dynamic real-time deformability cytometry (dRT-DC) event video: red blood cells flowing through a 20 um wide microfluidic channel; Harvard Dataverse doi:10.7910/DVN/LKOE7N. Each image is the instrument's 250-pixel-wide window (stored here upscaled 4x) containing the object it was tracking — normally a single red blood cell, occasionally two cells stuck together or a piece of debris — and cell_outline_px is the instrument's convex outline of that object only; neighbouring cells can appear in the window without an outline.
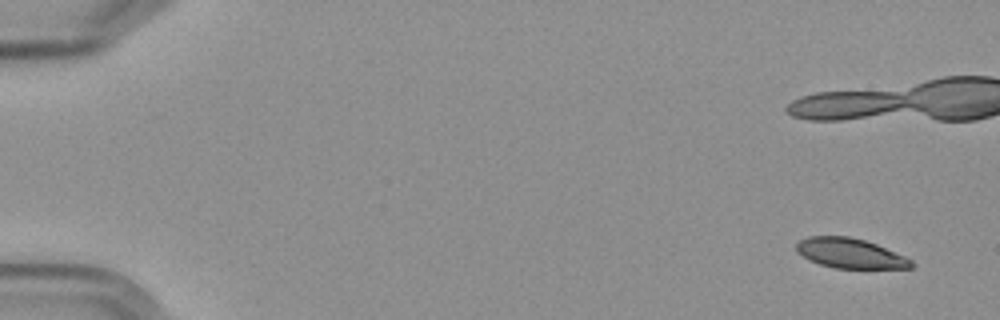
{"species": "Egyptian fruit bat (a non-hibernating species)", "species_latin": "Rousettus aegyptiacus", "temperature_condition": "cold", "stored_images_in_passage": 6, "segment_of_instrument_passage": [1, 2], "camera_frame_rate_fps": 3000, "um_per_image_px": 0.085, "frame": {"image": 1, "passage_image": 1, "time_ms": 0.0, "image_size_px": [1000, 320], "cell_outline_px": [[916, 264], [912, 268], [836, 268], [820, 264], [796, 252], [796, 244], [800, 240], [808, 236], [848, 236], [864, 240], [876, 244], [904, 256], [912, 260]], "centroid_in_image_um": [72.28, 21.53], "position_along_channel_um": 12.7, "area_um2": 19.83}}